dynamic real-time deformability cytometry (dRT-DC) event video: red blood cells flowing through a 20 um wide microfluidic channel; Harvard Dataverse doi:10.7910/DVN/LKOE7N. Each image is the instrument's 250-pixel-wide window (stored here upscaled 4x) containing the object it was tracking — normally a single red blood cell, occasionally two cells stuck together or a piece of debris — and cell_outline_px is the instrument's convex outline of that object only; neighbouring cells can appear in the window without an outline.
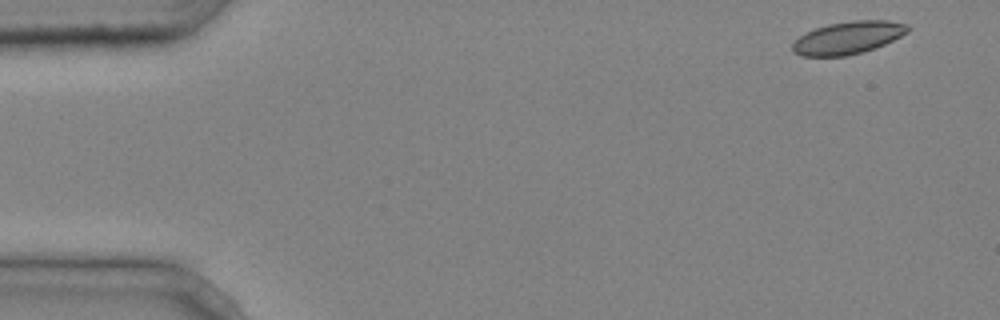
{"species": "common noctule bat (a hibernating species)", "species_latin": "Nyctalus noctula", "temperature_condition": "cold", "stored_images_in_passage": 4, "camera_frame_rate_fps": 3000, "um_per_image_px": 0.085, "animal": {"sex": "male", "body_mass_g": 20.4}, "frame": {"image": 1, "passage_image": 1, "time_ms": 0.0, "image_size_px": [1000, 320], "cell_outline_px": [[912, 28], [908, 32], [884, 44], [860, 52], [844, 56], [800, 56], [792, 52], [792, 44], [800, 36], [816, 28], [828, 24], [852, 20], [888, 20], [908, 24]], "centroid_in_image_um": [72.09, 3.19], "position_along_channel_um": 12.9, "area_um2": 21.73}}
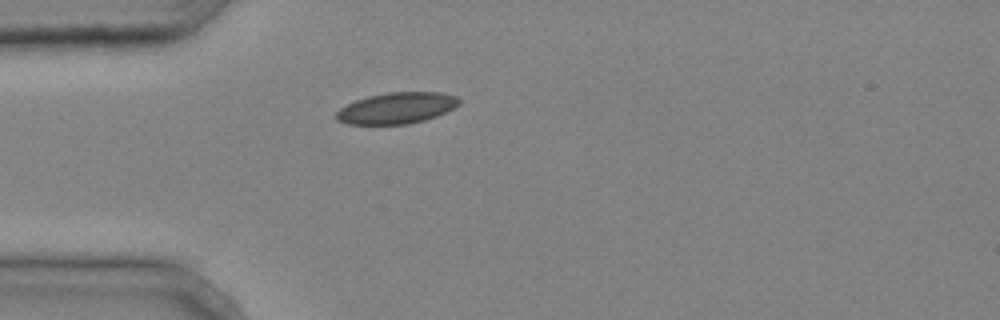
{"frame": {"image": 2, "passage_image": 4, "time_ms": 1.0, "image_size_px": [1000, 320], "cell_outline_px": [[460, 104], [436, 116], [424, 120], [408, 124], [348, 124], [336, 120], [332, 116], [340, 108], [356, 100], [368, 96], [388, 92], [440, 92], [456, 96], [460, 100]], "centroid_in_image_um": [33.68, 9.18], "position_along_channel_um": 51.3, "area_um2": 22.31}}